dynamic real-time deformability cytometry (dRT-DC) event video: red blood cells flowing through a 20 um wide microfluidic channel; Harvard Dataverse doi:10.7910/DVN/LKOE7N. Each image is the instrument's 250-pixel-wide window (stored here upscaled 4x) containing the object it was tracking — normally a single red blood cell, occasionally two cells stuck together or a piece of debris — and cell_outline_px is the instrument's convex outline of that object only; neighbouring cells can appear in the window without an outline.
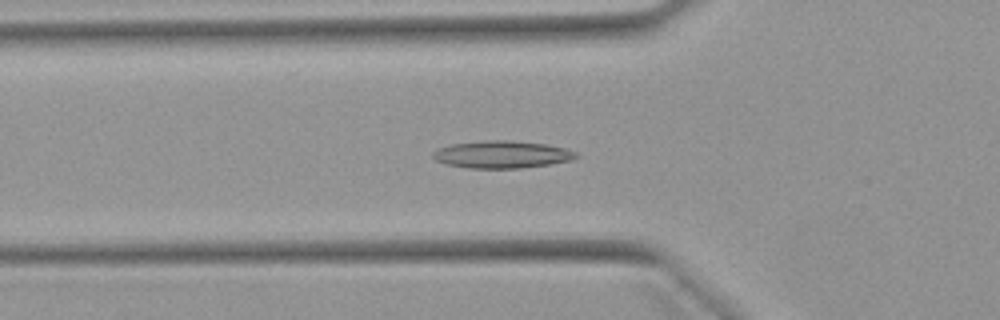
{"species": "Egyptian fruit bat (a non-hibernating species)", "species_latin": "Rousettus aegyptiacus", "temperature_condition": "warm", "stored_images_in_passage": 47, "camera_frame_rate_fps": 3000, "um_per_image_px": 0.085, "animal": {"sex": "female"}, "frame": {"image": 1, "passage_image": 13, "time_ms": 4.0, "image_size_px": [1000, 320], "cell_outline_px": [[580, 156], [572, 160], [548, 164], [520, 168], [468, 168], [448, 164], [436, 160], [432, 156], [432, 152], [440, 148], [452, 144], [488, 140], [508, 140], [544, 144], [564, 148], [576, 152]], "centroid_in_image_um": [42.67, 13.13], "position_along_channel_um": 83.1, "area_um2": 22.54}}
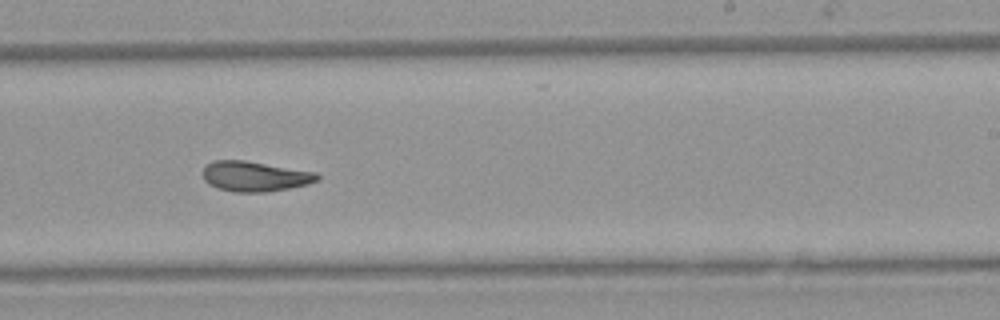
{"frame": {"image": 2, "passage_image": 27, "time_ms": 8.667, "image_size_px": [1000, 320], "cell_outline_px": [[320, 180], [308, 184], [268, 192], [236, 192], [220, 188], [208, 184], [204, 180], [204, 168], [212, 160], [244, 160], [316, 172], [320, 176]], "centroid_in_image_um": [21.69, 14.99], "position_along_channel_um": 267.3, "area_um2": 20.0}}
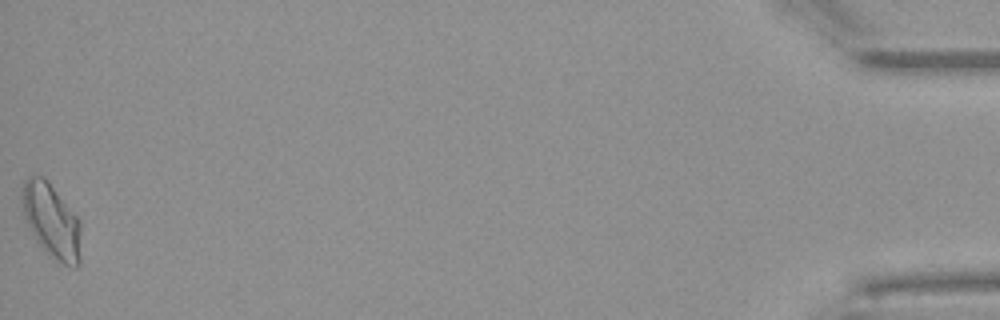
{"frame": {"image": 3, "passage_image": 47, "time_ms": 15.333, "image_size_px": [1000, 320], "cell_outline_px": [[80, 264], [76, 268], [72, 268], [56, 260], [44, 252], [36, 240], [24, 216], [20, 200], [20, 188], [24, 180], [28, 176], [44, 176], [48, 180], [80, 220]], "centroid_in_image_um": [4.36, 18.75], "position_along_channel_um": 430.8, "area_um2": 25.95}, "authors_computed_cell_mechanics": {"area_um2": 20.6924, "velocity_mm_per_s": 3.9505, "shape_relaxation_time_tau1_ms": null, "shape_relaxation_time_tau2_ms": 2.4679, "deformation_change_tau1": null, "deformation_change_tau2": 0.0969}}